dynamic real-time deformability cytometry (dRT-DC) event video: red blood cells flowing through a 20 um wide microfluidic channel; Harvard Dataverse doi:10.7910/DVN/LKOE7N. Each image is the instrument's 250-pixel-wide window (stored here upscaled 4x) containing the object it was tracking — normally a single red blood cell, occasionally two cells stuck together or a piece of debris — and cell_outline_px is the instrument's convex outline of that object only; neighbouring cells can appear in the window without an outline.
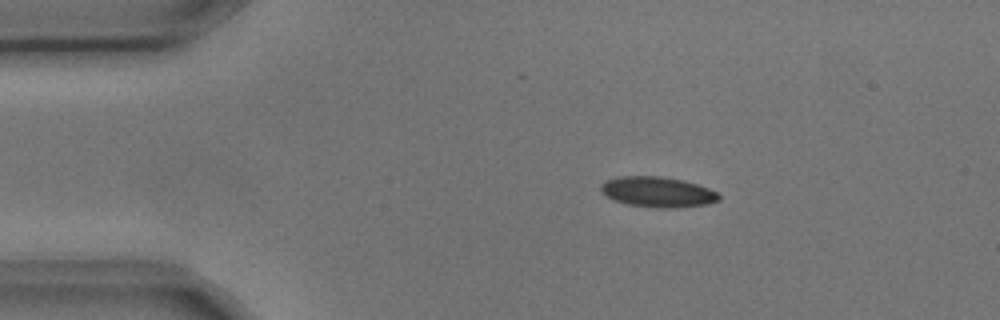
{"species": "common noctule bat (a hibernating species)", "species_latin": "Nyctalus noctula", "temperature_condition": "cold", "stored_images_in_passage": 6, "camera_frame_rate_fps": 3000, "um_per_image_px": 0.085, "animal": {"sex": "male", "body_mass_g": 17.9, "forearm_length_mm": 54.2}, "frame": {"image": 1, "passage_image": 1, "time_ms": 0.0, "image_size_px": [1000, 320], "cell_outline_px": [[720, 200], [708, 204], [676, 208], [660, 208], [628, 204], [616, 200], [608, 196], [600, 188], [600, 184], [604, 180], [616, 176], [660, 176], [684, 180], [708, 188], [716, 192], [720, 196]], "centroid_in_image_um": [55.91, 16.31], "position_along_channel_um": 29.1, "area_um2": 20.87}}
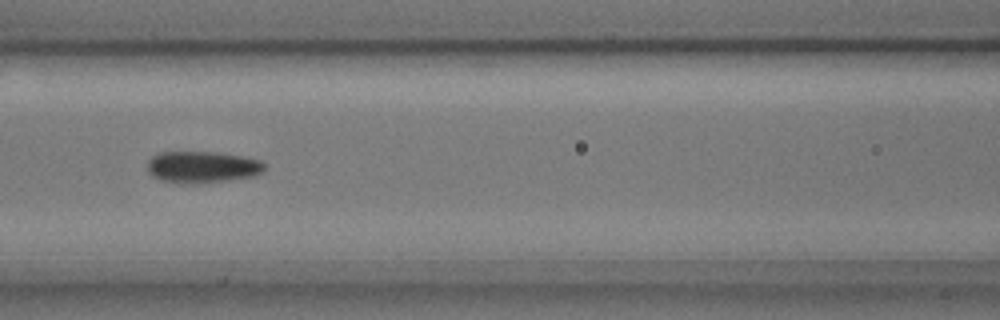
{"frame": {"image": 2, "passage_image": 5, "time_ms": 1.333, "image_size_px": [1000, 320], "cell_outline_px": [[264, 168], [260, 172], [252, 176], [196, 184], [180, 184], [160, 180], [152, 176], [148, 172], [148, 160], [152, 156], [160, 152], [216, 152], [240, 156], [260, 160], [264, 164]], "centroid_in_image_um": [17.12, 14.2], "position_along_channel_um": 149.5, "area_um2": 21.5}}
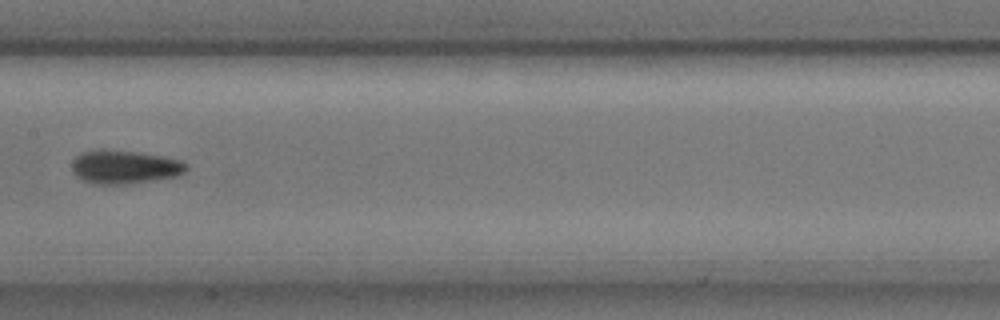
{"frame": {"image": 3, "passage_image": 6, "time_ms": 1.667, "image_size_px": [1000, 320], "cell_outline_px": [[188, 168], [184, 172], [176, 176], [156, 180], [124, 184], [92, 184], [76, 176], [72, 172], [72, 164], [76, 156], [80, 152], [96, 148], [104, 148], [140, 152], [180, 160], [188, 164]], "centroid_in_image_um": [10.55, 14.17], "position_along_channel_um": 196.8, "area_um2": 22.72}}